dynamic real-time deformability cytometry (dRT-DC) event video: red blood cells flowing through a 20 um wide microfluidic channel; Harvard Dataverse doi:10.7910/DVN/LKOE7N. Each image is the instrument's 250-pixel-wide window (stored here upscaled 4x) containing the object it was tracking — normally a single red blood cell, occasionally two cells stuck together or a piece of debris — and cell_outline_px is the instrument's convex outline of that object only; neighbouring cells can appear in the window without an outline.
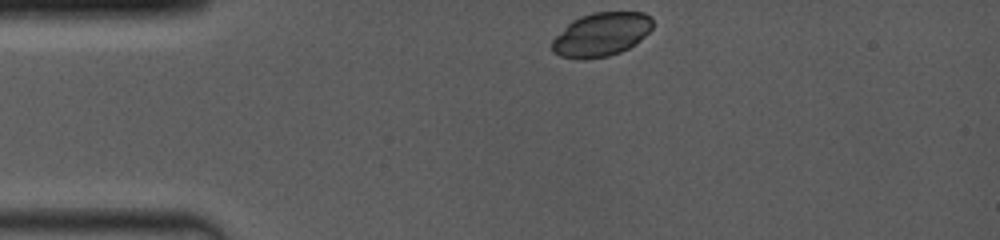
{"species": "common noctule bat (a hibernating species)", "species_latin": "Nyctalus noctula", "temperature_condition": "room temperature", "stored_images_in_passage": 10, "camera_frame_rate_fps": 4000, "um_per_image_px": 0.085, "animal": {"sex": "female", "body_mass_g": 19.0, "forearm_length_mm": 53.3}, "frame": {"image": 1, "passage_image": 1, "time_ms": 0.0, "image_size_px": [1000, 240], "cell_outline_px": [[652, 28], [636, 44], [620, 52], [608, 56], [560, 56], [552, 52], [552, 40], [572, 20], [580, 16], [592, 12], [644, 12], [652, 20]], "centroid_in_image_um": [51.13, 2.88], "position_along_channel_um": 33.9, "area_um2": 24.91}}
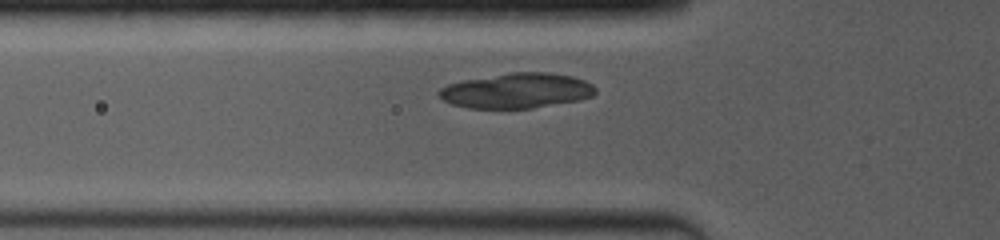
{"frame": {"image": 2, "passage_image": 5, "time_ms": 2.25, "image_size_px": [1000, 240], "cell_outline_px": [[596, 92], [592, 96], [580, 100], [532, 108], [468, 108], [452, 104], [444, 100], [436, 92], [440, 88], [448, 84], [464, 80], [508, 72], [548, 72], [572, 76], [584, 80], [592, 84], [596, 88]], "centroid_in_image_um": [43.93, 7.7], "position_along_channel_um": 81.9, "area_um2": 32.08}}
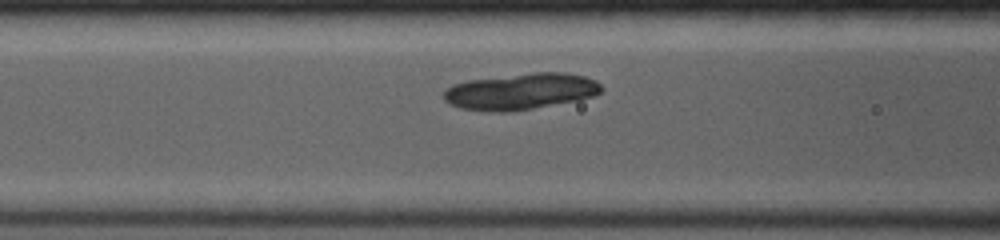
{"frame": {"image": 3, "passage_image": 9, "time_ms": 3.25, "image_size_px": [1000, 240], "cell_outline_px": [[604, 88], [600, 92], [592, 96], [580, 100], [512, 112], [488, 112], [460, 108], [448, 104], [444, 100], [444, 92], [452, 84], [468, 80], [536, 72], [564, 72], [584, 76], [596, 80]], "centroid_in_image_um": [44.26, 7.78], "position_along_channel_um": 122.3, "area_um2": 33.64}}